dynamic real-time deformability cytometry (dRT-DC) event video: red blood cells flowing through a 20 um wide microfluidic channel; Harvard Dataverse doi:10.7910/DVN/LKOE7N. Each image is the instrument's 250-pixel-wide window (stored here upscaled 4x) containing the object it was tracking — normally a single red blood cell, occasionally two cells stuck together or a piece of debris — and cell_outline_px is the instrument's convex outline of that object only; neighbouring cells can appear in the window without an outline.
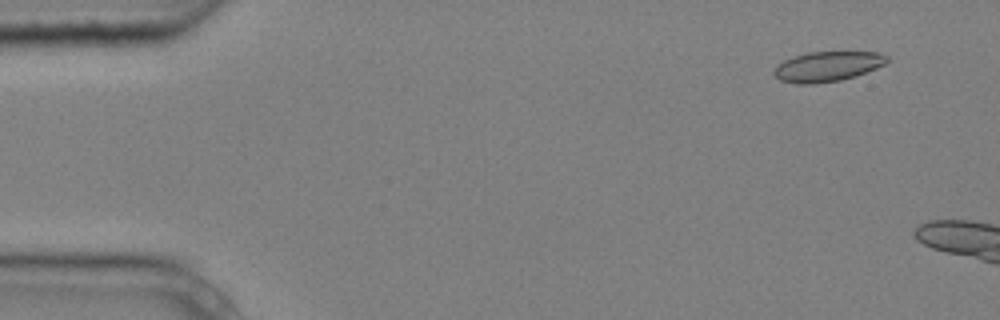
{"species": "common noctule bat (a hibernating species)", "species_latin": "Nyctalus noctula", "temperature_condition": "cold", "stored_images_in_passage": 4, "camera_frame_rate_fps": 3000, "um_per_image_px": 0.085, "animal": {"sex": "male", "body_mass_g": 20.4}, "frame": {"image": 1, "passage_image": 2, "time_ms": 0.333, "image_size_px": [1000, 320], "cell_outline_px": [[888, 60], [884, 64], [876, 68], [856, 76], [840, 80], [812, 84], [796, 84], [780, 80], [772, 72], [784, 60], [792, 56], [808, 52], [880, 52], [888, 56]], "centroid_in_image_um": [70.33, 5.65], "position_along_channel_um": 14.7, "area_um2": 19.71}}